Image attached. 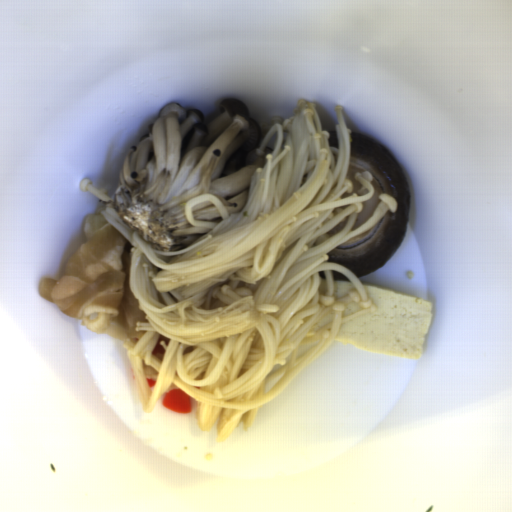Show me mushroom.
Instances as JSON below:
<instances>
[{"label": "mushroom", "mask_w": 512, "mask_h": 512, "mask_svg": "<svg viewBox=\"0 0 512 512\" xmlns=\"http://www.w3.org/2000/svg\"><path fill=\"white\" fill-rule=\"evenodd\" d=\"M351 138V158L347 180L351 181L352 192H345L340 198L351 197L362 187L355 180V173L370 172L373 197L362 203L351 232L365 224L381 203L379 195L386 193L396 201V211H385L384 215L367 230L347 239L327 252V263H339L355 276L362 277L379 270L395 253L404 240L409 223V186L399 162L390 151L357 132Z\"/></svg>", "instance_id": "1"}, {"label": "mushroom", "mask_w": 512, "mask_h": 512, "mask_svg": "<svg viewBox=\"0 0 512 512\" xmlns=\"http://www.w3.org/2000/svg\"><path fill=\"white\" fill-rule=\"evenodd\" d=\"M328 134L329 138L327 139V143L330 147L331 154L333 156V161L336 165L339 154V137L336 130L328 131Z\"/></svg>", "instance_id": "2"}, {"label": "mushroom", "mask_w": 512, "mask_h": 512, "mask_svg": "<svg viewBox=\"0 0 512 512\" xmlns=\"http://www.w3.org/2000/svg\"><path fill=\"white\" fill-rule=\"evenodd\" d=\"M348 219H349V216H346L343 221L339 222L337 225H335L334 227H332L331 229L326 231L324 234H326L327 236H332L337 233H340L346 226Z\"/></svg>", "instance_id": "3"}, {"label": "mushroom", "mask_w": 512, "mask_h": 512, "mask_svg": "<svg viewBox=\"0 0 512 512\" xmlns=\"http://www.w3.org/2000/svg\"><path fill=\"white\" fill-rule=\"evenodd\" d=\"M332 273H333V281H345V282H350L353 284V282L348 277H346L344 274L337 272L335 270L332 271Z\"/></svg>", "instance_id": "4"}, {"label": "mushroom", "mask_w": 512, "mask_h": 512, "mask_svg": "<svg viewBox=\"0 0 512 512\" xmlns=\"http://www.w3.org/2000/svg\"><path fill=\"white\" fill-rule=\"evenodd\" d=\"M318 275H319L320 282H321L322 279H325V272H324V270H319Z\"/></svg>", "instance_id": "5"}]
</instances>
